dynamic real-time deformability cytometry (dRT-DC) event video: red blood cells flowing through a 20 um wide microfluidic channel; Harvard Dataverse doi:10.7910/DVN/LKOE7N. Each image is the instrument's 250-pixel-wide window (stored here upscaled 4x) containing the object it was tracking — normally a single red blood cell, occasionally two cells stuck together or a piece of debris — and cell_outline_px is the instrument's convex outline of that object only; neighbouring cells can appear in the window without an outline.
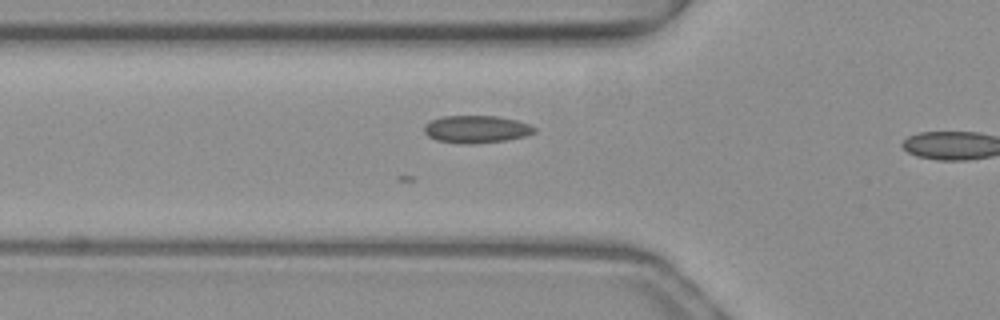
{"species": "common noctule bat (a hibernating species)", "species_latin": "Nyctalus noctula", "temperature_condition": "warm", "stored_images_in_passage": 7, "camera_frame_rate_fps": 3000, "um_per_image_px": 0.085, "animal": {"sex": "female", "body_mass_g": 19.3, "forearm_length_mm": 54.1}, "frame": {"image": 1, "passage_image": 6, "time_ms": 1.667, "image_size_px": [1000, 320], "cell_outline_px": [[536, 132], [524, 136], [504, 140], [472, 144], [464, 144], [436, 140], [428, 136], [424, 132], [424, 124], [440, 116], [496, 116], [516, 120], [528, 124], [536, 128]], "centroid_in_image_um": [40.46, 10.98], "position_along_channel_um": 85.3, "area_um2": 17.57}}